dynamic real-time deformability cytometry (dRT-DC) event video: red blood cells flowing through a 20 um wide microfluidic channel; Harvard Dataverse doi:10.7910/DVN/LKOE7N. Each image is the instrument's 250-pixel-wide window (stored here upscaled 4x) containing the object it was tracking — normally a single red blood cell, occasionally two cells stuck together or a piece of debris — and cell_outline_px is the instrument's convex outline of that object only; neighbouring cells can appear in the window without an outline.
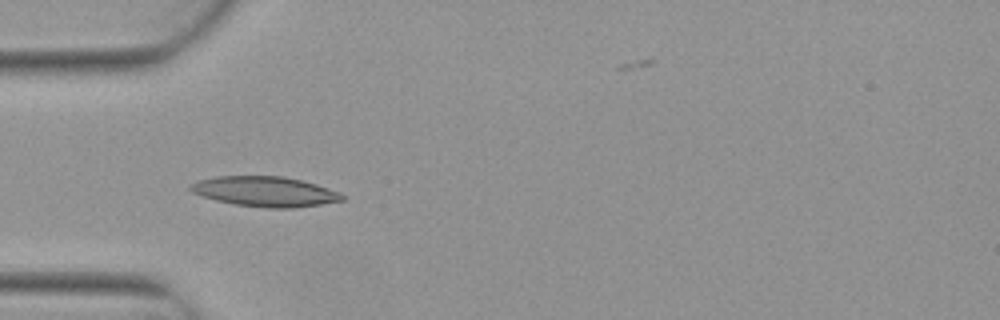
{"species": "Egyptian fruit bat (a non-hibernating species)", "species_latin": "Rousettus aegyptiacus", "temperature_condition": "warm", "stored_images_in_passage": 5, "camera_frame_rate_fps": 3000, "um_per_image_px": 0.085, "animal": {"sex": "female"}, "frame": {"image": 1, "passage_image": 4, "time_ms": 1.0, "image_size_px": [1000, 320], "cell_outline_px": [[344, 200], [320, 204], [292, 208], [264, 208], [236, 204], [216, 200], [192, 192], [188, 188], [188, 184], [196, 180], [216, 176], [284, 176], [316, 184], [340, 192], [344, 196]], "centroid_in_image_um": [22.49, 16.27], "position_along_channel_um": 62.5, "area_um2": 26.59}}
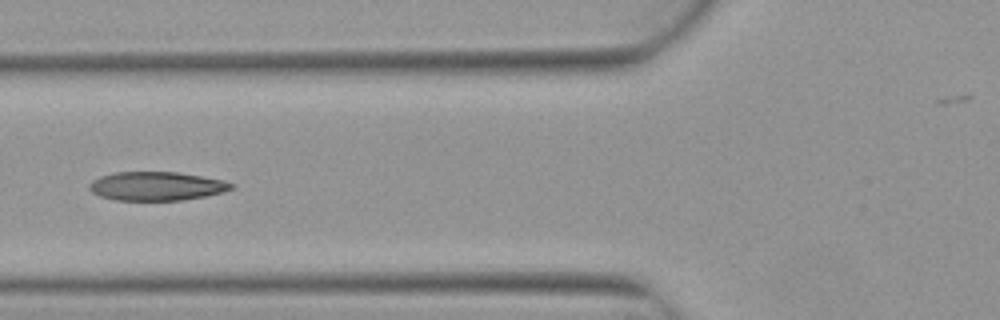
{"frame": {"image": 2, "passage_image": 5, "time_ms": 1.333, "image_size_px": [1000, 320], "cell_outline_px": [[236, 184], [232, 188], [224, 192], [204, 196], [180, 200], [116, 200], [100, 196], [92, 192], [88, 188], [88, 184], [92, 180], [100, 176], [116, 172], [176, 172], [200, 176], [220, 180]], "centroid_in_image_um": [13.26, 15.82], "position_along_channel_um": 112.5, "area_um2": 23.64}}